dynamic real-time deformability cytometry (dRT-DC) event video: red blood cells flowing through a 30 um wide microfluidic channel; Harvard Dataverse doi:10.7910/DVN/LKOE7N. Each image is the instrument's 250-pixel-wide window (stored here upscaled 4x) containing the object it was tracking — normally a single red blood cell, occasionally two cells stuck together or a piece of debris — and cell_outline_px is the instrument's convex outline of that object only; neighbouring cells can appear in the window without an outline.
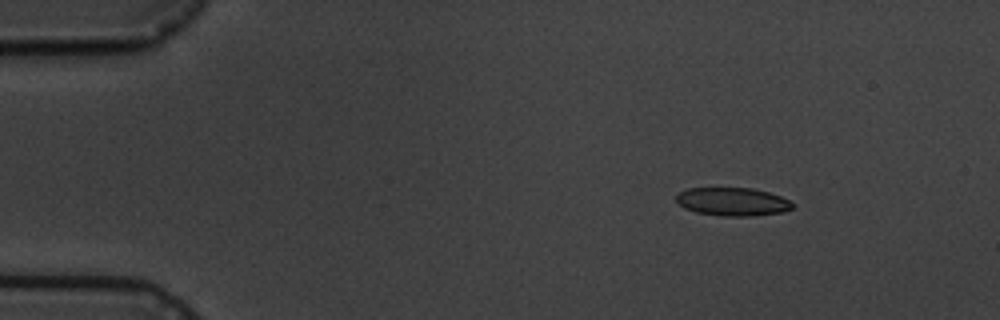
{"species": "common noctule bat (a hibernating species)", "species_latin": "Nyctalus noctula", "temperature_condition": "cold", "stored_images_in_passage": 7, "camera_frame_rate_fps": 3000, "um_per_image_px": 0.085, "animal": {"sex": "male", "body_mass_g": 19.5, "forearm_length_mm": 54.6}, "frame": {"image": 1, "passage_image": 3, "time_ms": 2.333, "image_size_px": [1000, 320], "cell_outline_px": [[792, 208], [784, 212], [752, 216], [720, 216], [696, 212], [684, 208], [676, 200], [676, 192], [688, 188], [752, 188], [768, 192], [780, 196], [788, 200], [792, 204]], "centroid_in_image_um": [62.23, 17.14], "position_along_channel_um": 22.8, "area_um2": 19.19}}
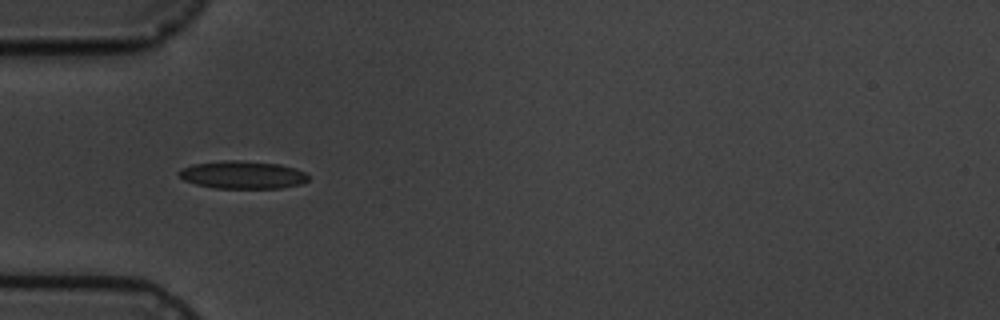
{"frame": {"image": 2, "passage_image": 6, "time_ms": 5.667, "image_size_px": [1000, 320], "cell_outline_px": [[308, 180], [300, 184], [280, 188], [216, 188], [196, 184], [184, 180], [176, 172], [180, 168], [192, 164], [224, 160], [240, 160], [280, 164], [296, 168], [304, 172], [308, 176]], "centroid_in_image_um": [20.59, 14.85], "position_along_channel_um": 64.4, "area_um2": 21.04}}
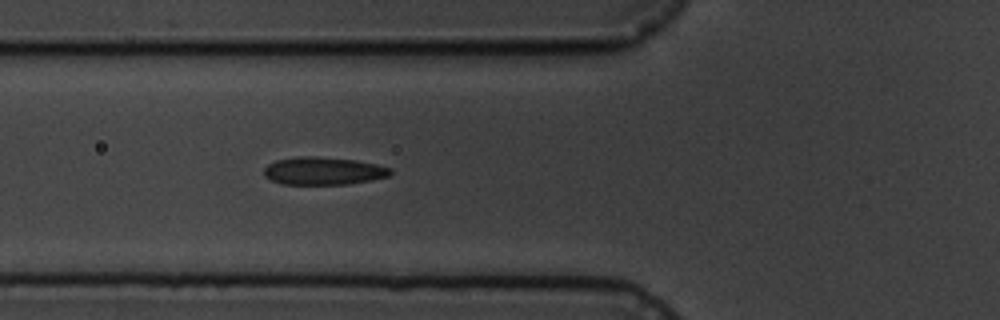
{"frame": {"image": 3, "passage_image": 7, "time_ms": 6.667, "image_size_px": [1000, 320], "cell_outline_px": [[392, 172], [388, 176], [372, 180], [348, 184], [280, 184], [264, 176], [264, 168], [268, 164], [276, 160], [296, 156], [316, 156], [356, 160], [376, 164], [392, 168]], "centroid_in_image_um": [27.48, 14.52], "position_along_channel_um": 98.3, "area_um2": 20.58}}